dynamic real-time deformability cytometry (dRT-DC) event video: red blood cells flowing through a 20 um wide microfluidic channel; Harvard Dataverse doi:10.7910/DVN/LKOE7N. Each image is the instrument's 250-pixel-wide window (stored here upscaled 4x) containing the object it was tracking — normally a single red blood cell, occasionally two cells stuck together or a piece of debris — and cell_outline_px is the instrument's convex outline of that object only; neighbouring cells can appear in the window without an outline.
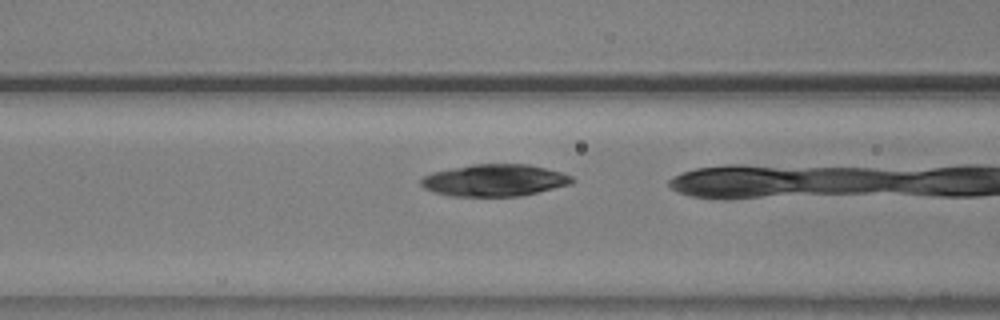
{"species": "common noctule bat (a hibernating species)", "species_latin": "Nyctalus noctula", "temperature_condition": "warm", "stored_images_in_passage": 15, "camera_frame_rate_fps": 3000, "um_per_image_px": 0.085, "animal": {"sex": "male", "body_mass_g": 20.5, "forearm_length_mm": 52.5}, "frame": {"image": 1, "passage_image": 14, "time_ms": 4.333, "image_size_px": [1000, 320], "cell_outline_px": [[576, 180], [572, 184], [520, 196], [452, 196], [432, 192], [424, 188], [420, 184], [420, 180], [424, 176], [432, 172], [472, 164], [528, 164], [560, 172], [572, 176]], "centroid_in_image_um": [42.03, 15.32], "position_along_channel_um": 124.6, "area_um2": 28.15}}